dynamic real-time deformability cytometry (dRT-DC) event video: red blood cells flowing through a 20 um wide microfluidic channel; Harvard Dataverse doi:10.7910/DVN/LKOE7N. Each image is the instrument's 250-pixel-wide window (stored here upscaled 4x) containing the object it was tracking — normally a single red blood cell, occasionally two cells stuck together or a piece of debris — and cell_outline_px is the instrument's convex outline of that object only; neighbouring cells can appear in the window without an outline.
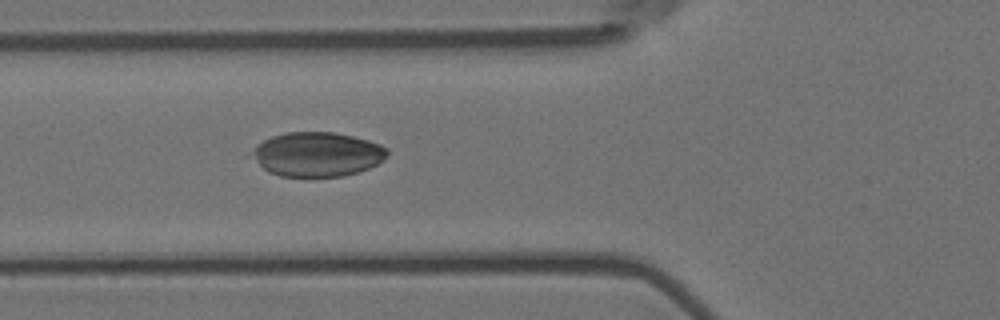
{"species": "Egyptian fruit bat (a non-hibernating species)", "species_latin": "Rousettus aegyptiacus", "temperature_condition": "room temperature", "stored_images_in_passage": 3, "camera_frame_rate_fps": 3000, "um_per_image_px": 0.085, "animal": {"sex": "female"}, "frame": {"image": 1, "passage_image": 3, "time_ms": 0.667, "image_size_px": [1000, 320], "cell_outline_px": [[388, 152], [376, 164], [360, 172], [340, 176], [280, 176], [268, 172], [244, 156], [256, 144], [272, 136], [288, 132], [332, 132], [352, 136], [368, 140], [380, 144], [388, 148]], "centroid_in_image_um": [26.84, 13.11], "position_along_channel_um": 99.0, "area_um2": 35.37}}